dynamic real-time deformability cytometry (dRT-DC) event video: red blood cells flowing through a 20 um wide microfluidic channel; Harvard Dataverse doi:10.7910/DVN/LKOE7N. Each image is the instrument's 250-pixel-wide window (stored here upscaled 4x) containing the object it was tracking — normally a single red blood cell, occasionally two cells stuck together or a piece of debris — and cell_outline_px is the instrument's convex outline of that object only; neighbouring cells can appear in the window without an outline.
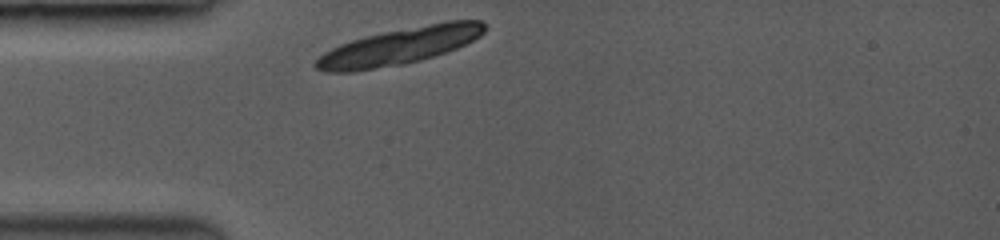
{"species": "common noctule bat (a hibernating species)", "species_latin": "Nyctalus noctula", "temperature_condition": "room temperature", "stored_images_in_passage": 35, "camera_frame_rate_fps": 3500, "um_per_image_px": 0.085, "animal": {"sex": "female", "body_mass_g": 19.0, "forearm_length_mm": 53.3}, "frame": {"image": 1, "passage_image": 1, "time_ms": 0.0, "image_size_px": [1000, 240], "cell_outline_px": [[484, 32], [480, 36], [456, 48], [420, 60], [400, 64], [352, 72], [328, 72], [316, 68], [312, 64], [324, 52], [340, 44], [364, 36], [384, 32], [448, 20], [480, 20], [484, 24]], "centroid_in_image_um": [33.92, 3.92], "position_along_channel_um": 51.1, "area_um2": 35.6}}